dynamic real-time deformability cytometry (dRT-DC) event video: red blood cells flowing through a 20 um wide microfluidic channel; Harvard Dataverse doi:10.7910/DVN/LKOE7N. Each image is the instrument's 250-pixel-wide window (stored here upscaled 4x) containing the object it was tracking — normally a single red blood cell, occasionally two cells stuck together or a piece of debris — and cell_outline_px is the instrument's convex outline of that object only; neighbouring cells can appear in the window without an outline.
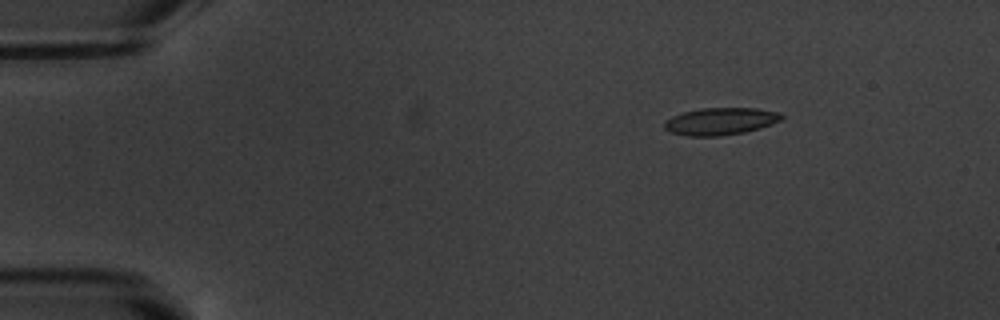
{"species": "common noctule bat (a hibernating species)", "species_latin": "Nyctalus noctula", "temperature_condition": "warm", "stored_images_in_passage": 17, "camera_frame_rate_fps": 3000, "um_per_image_px": 0.085, "animal": {"sex": "male", "body_mass_g": 20.1, "forearm_length_mm": 53.5}, "frame": {"image": 1, "passage_image": 3, "time_ms": 2.333, "image_size_px": [1000, 320], "cell_outline_px": [[784, 116], [780, 120], [760, 128], [744, 132], [720, 136], [688, 136], [668, 132], [664, 128], [664, 124], [672, 116], [684, 112], [700, 108], [756, 108], [776, 112]], "centroid_in_image_um": [61.2, 10.31], "position_along_channel_um": 23.8, "area_um2": 18.44}}
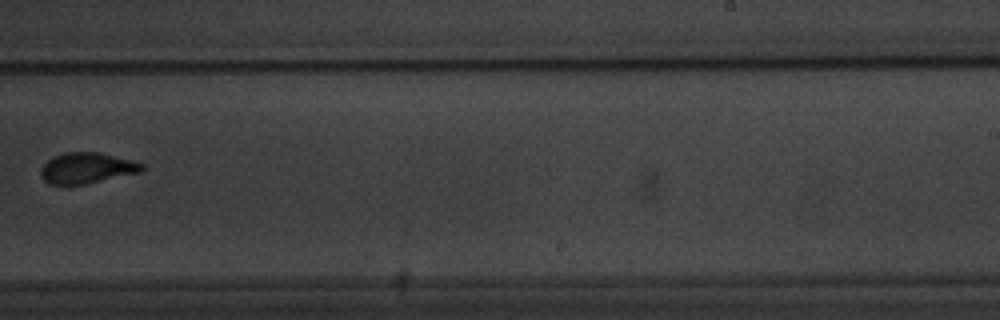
{"frame": {"image": 2, "passage_image": 11, "time_ms": 12.0, "image_size_px": [1000, 320], "cell_outline_px": [[144, 168], [140, 172], [84, 184], [64, 188], [48, 184], [44, 180], [40, 172], [44, 164], [52, 156], [64, 152], [100, 152], [132, 160], [144, 164]], "centroid_in_image_um": [7.32, 14.31], "position_along_channel_um": 281.7, "area_um2": 18.55}}
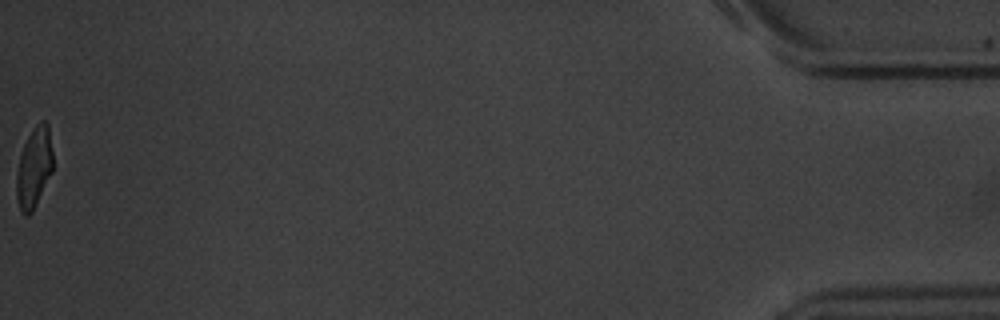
{"frame": {"image": 3, "passage_image": 17, "time_ms": 19.0, "image_size_px": [1000, 320], "cell_outline_px": [[52, 172], [32, 212], [28, 216], [24, 216], [20, 212], [16, 196], [16, 176], [20, 156], [24, 144], [32, 128], [40, 120], [44, 120], [48, 124], [52, 152]], "centroid_in_image_um": [2.88, 14.26], "position_along_channel_um": 432.3, "area_um2": 17.11}, "authors_computed_cell_mechanics": {"area_um2": 18.496, "velocity_mm_per_s": 3.4972, "shape_relaxation_time_tau1_ms": 3.1799, "shape_relaxation_time_tau2_ms": null, "deformation_change_tau1": 0.1479, "deformation_change_tau2": null}}